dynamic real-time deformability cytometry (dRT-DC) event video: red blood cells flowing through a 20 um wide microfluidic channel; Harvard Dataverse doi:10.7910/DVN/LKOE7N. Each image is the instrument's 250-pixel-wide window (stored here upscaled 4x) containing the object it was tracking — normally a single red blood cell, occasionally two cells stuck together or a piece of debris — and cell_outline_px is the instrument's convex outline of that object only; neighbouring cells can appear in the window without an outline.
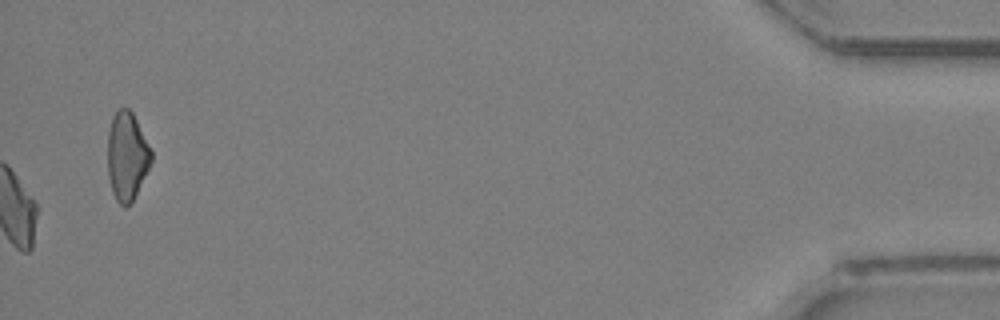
{"species": "Egyptian fruit bat (a non-hibernating species)", "species_latin": "Rousettus aegyptiacus", "temperature_condition": "room temperature", "stored_images_in_passage": 36, "camera_frame_rate_fps": 3000, "um_per_image_px": 0.085, "animal": {"sex": "female"}, "frame": {"image": 1, "passage_image": 36, "time_ms": 11.667, "image_size_px": [1000, 320], "cell_outline_px": [[152, 160], [132, 204], [124, 208], [116, 200], [112, 192], [108, 176], [108, 132], [112, 116], [120, 108], [128, 108], [132, 112], [152, 152]], "centroid_in_image_um": [10.78, 13.32], "position_along_channel_um": 424.4, "area_um2": 22.43}}